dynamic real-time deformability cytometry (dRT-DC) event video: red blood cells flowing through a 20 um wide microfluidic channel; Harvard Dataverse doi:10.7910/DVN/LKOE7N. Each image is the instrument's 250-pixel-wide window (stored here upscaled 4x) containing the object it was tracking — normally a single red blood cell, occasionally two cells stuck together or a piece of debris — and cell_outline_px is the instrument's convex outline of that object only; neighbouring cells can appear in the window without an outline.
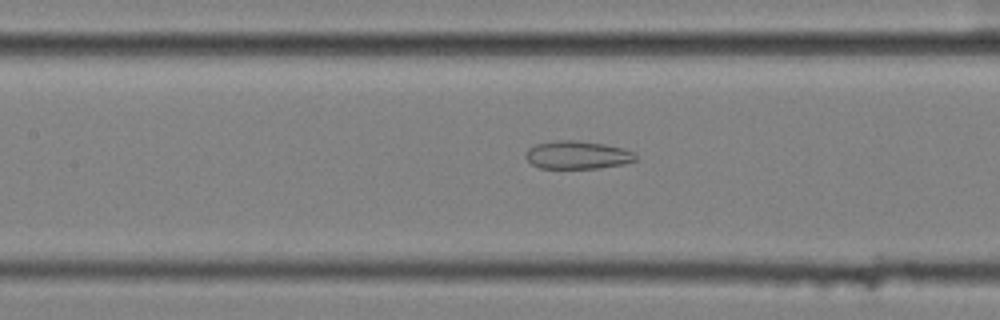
{"species": "common noctule bat (a hibernating species)", "species_latin": "Nyctalus noctula", "temperature_condition": "cold", "stored_images_in_passage": 55, "segment_of_instrument_passage": [2, 2], "camera_frame_rate_fps": 3000, "um_per_image_px": 0.085, "animal": {"sex": "female", "body_mass_g": 25.1}, "frame": {"image": 1, "passage_image": 25, "time_ms": 8.0, "image_size_px": [1000, 320], "cell_outline_px": [[636, 160], [624, 164], [596, 168], [540, 168], [532, 164], [524, 156], [524, 152], [528, 148], [536, 144], [556, 140], [576, 140], [604, 144], [620, 148], [632, 152], [636, 156]], "centroid_in_image_um": [49.02, 13.17], "position_along_channel_um": 158.4, "area_um2": 17.86}}
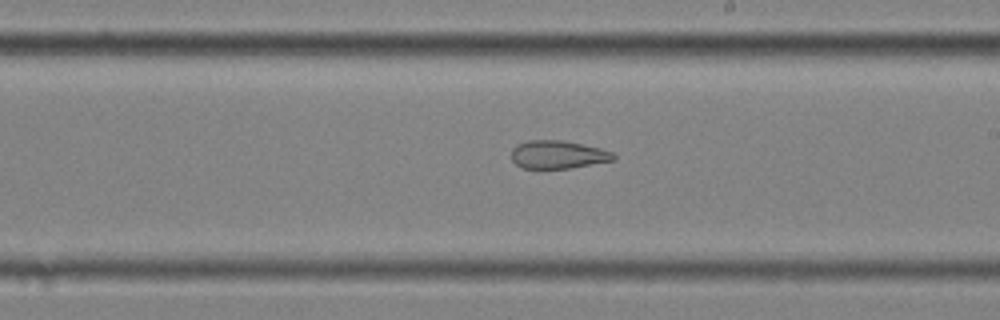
{"frame": {"image": 2, "passage_image": 32, "time_ms": 10.333, "image_size_px": [1000, 320], "cell_outline_px": [[616, 160], [568, 168], [524, 168], [516, 164], [512, 160], [512, 148], [516, 144], [528, 140], [560, 140], [600, 148], [612, 152], [616, 156]], "centroid_in_image_um": [47.41, 13.13], "position_along_channel_um": 241.6, "area_um2": 16.59}}
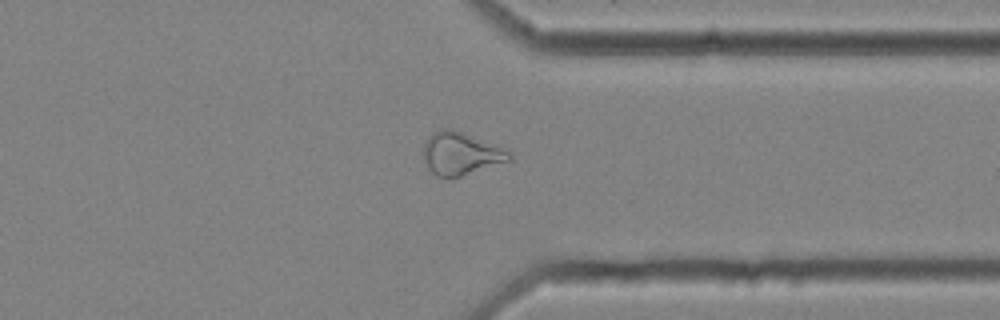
{"frame": {"image": 3, "passage_image": 43, "time_ms": 14.0, "image_size_px": [1000, 320], "cell_outline_px": [[512, 160], [452, 180], [436, 176], [428, 168], [424, 160], [424, 140], [428, 136], [440, 128], [452, 128], [512, 152]], "centroid_in_image_um": [39.15, 13.09], "position_along_channel_um": 372.3, "area_um2": 21.73}}